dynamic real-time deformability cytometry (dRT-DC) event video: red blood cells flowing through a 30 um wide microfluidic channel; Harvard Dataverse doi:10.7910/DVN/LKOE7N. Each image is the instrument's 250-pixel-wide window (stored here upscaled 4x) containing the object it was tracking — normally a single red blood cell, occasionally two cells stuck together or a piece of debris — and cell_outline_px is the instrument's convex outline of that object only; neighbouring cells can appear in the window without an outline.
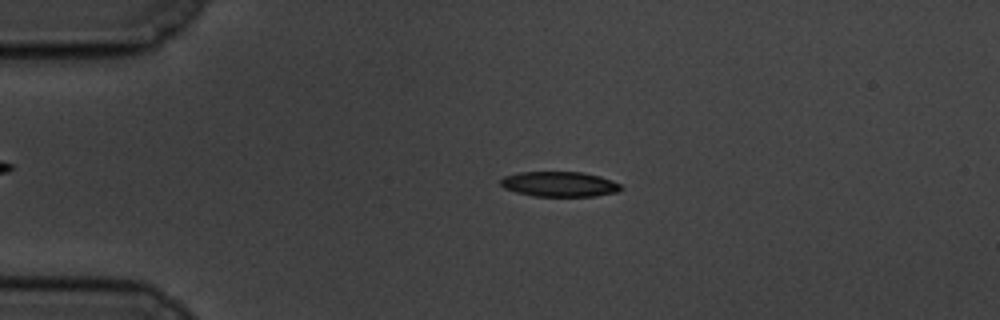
{"species": "common noctule bat (a hibernating species)", "species_latin": "Nyctalus noctula", "temperature_condition": "cold", "stored_images_in_passage": 58, "camera_frame_rate_fps": 3000, "um_per_image_px": 0.085, "animal": {"sex": "male", "body_mass_g": 19.5, "forearm_length_mm": 54.6}, "frame": {"image": 1, "passage_image": 13, "time_ms": 4.0, "image_size_px": [1000, 320], "cell_outline_px": [[624, 188], [616, 192], [596, 196], [532, 196], [516, 192], [504, 188], [500, 184], [500, 180], [504, 176], [520, 172], [584, 172], [600, 176], [612, 180], [620, 184]], "centroid_in_image_um": [47.56, 15.65], "position_along_channel_um": 37.4, "area_um2": 17.69}}
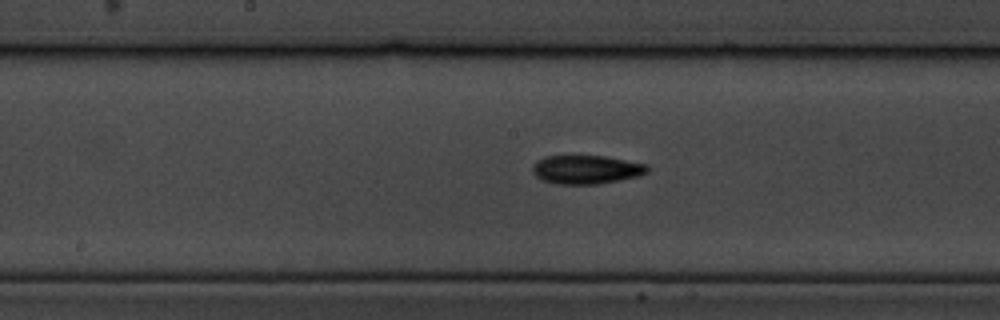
{"frame": {"image": 2, "passage_image": 30, "time_ms": 9.667, "image_size_px": [1000, 320], "cell_outline_px": [[648, 172], [640, 176], [620, 180], [596, 184], [556, 184], [540, 180], [532, 172], [532, 164], [544, 156], [604, 156], [648, 164]], "centroid_in_image_um": [49.82, 14.41], "position_along_channel_um": 198.4, "area_um2": 19.36}}
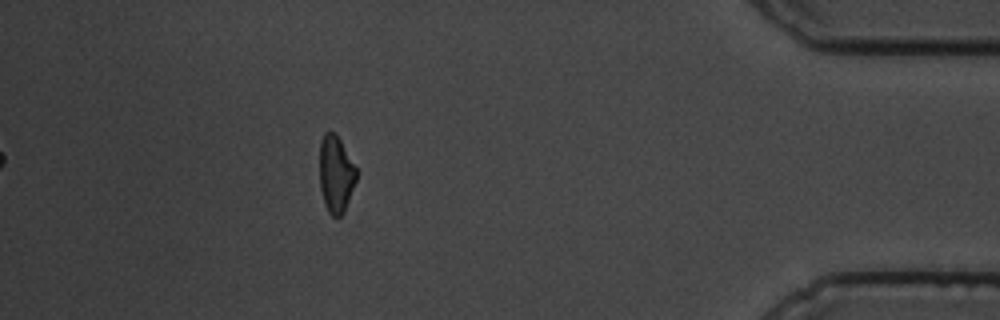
{"frame": {"image": 3, "passage_image": 52, "time_ms": 17.0, "image_size_px": [1000, 320], "cell_outline_px": [[356, 180], [344, 212], [340, 216], [332, 216], [328, 212], [324, 204], [320, 188], [320, 140], [324, 132], [336, 132], [356, 168]], "centroid_in_image_um": [28.53, 14.79], "position_along_channel_um": 406.7, "area_um2": 16.47}, "authors_computed_cell_mechanics": {"area_um2": 17.6579, "velocity_mm_per_s": 3.4611, "shape_relaxation_time_tau1_ms": 2.5283, "shape_relaxation_time_tau2_ms": 7.5056, "deformation_change_tau1": 0.106, "deformation_change_tau2": 0.1614}}